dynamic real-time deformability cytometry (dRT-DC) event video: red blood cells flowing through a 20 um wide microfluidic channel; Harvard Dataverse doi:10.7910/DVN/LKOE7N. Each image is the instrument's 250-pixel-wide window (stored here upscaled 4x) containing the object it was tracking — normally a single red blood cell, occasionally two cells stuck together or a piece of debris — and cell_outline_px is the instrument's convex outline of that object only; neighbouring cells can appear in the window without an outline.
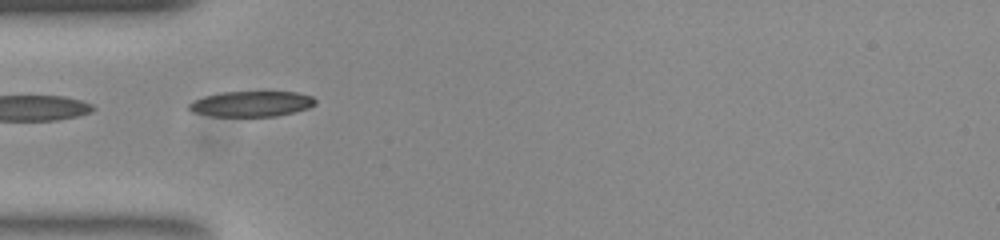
{"species": "common noctule bat (a hibernating species)", "species_latin": "Nyctalus noctula", "temperature_condition": "room temperature", "stored_images_in_passage": 35, "camera_frame_rate_fps": 3000, "um_per_image_px": 0.085, "animal": {"sex": "female", "body_mass_g": 23.0, "forearm_length_mm": 53.4}, "frame": {"image": 1, "passage_image": 1, "time_ms": 0.0, "image_size_px": [1000, 240], "cell_outline_px": [[316, 104], [308, 108], [276, 116], [212, 116], [192, 112], [188, 108], [188, 104], [204, 96], [220, 92], [296, 92], [312, 96], [316, 100]], "centroid_in_image_um": [21.37, 8.82], "position_along_channel_um": 63.6, "area_um2": 18.67}}
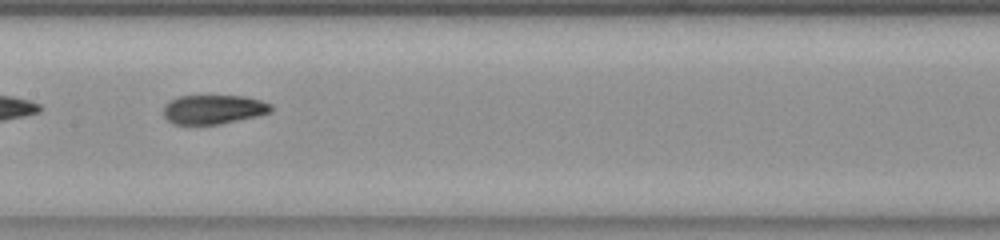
{"frame": {"image": 2, "passage_image": 11, "time_ms": 3.333, "image_size_px": [1000, 240], "cell_outline_px": [[272, 112], [256, 116], [220, 124], [172, 124], [164, 116], [164, 104], [168, 100], [180, 96], [244, 96], [260, 100], [272, 104]], "centroid_in_image_um": [18.13, 9.29], "position_along_channel_um": 189.3, "area_um2": 18.32}, "authors_computed_cell_mechanics": {"area_um2": 18.6116, "velocity_mm_per_s": 3.7739, "shape_relaxation_time_tau1_ms": 5.1929, "shape_relaxation_time_tau2_ms": 1.993, "deformation_change_tau1": 0.1966, "deformation_change_tau2": 0.0748}}